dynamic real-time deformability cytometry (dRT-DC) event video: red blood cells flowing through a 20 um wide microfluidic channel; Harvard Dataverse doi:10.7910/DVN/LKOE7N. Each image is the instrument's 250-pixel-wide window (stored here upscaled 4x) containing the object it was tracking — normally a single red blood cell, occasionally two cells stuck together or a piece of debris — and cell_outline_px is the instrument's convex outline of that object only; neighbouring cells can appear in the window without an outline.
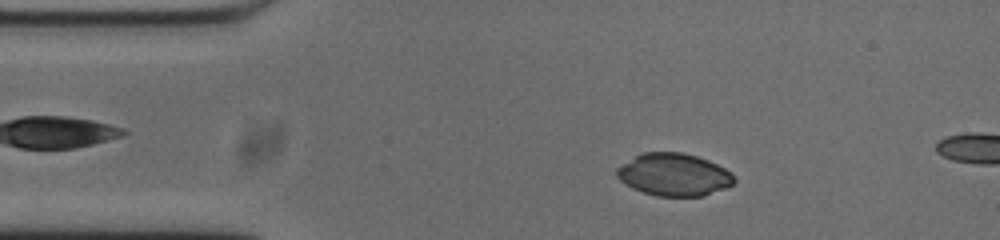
{"species": "common noctule bat (a hibernating species)", "species_latin": "Nyctalus noctula", "temperature_condition": "cold", "stored_images_in_passage": 11, "camera_frame_rate_fps": 3000, "um_per_image_px": 0.085, "animal": {"sex": "male", "body_mass_g": 20.0, "forearm_length_mm": 53.3}, "frame": {"image": 1, "passage_image": 7, "time_ms": 2.0, "image_size_px": [1000, 240], "cell_outline_px": [[736, 180], [732, 184], [724, 188], [704, 196], [656, 196], [632, 188], [624, 184], [616, 176], [616, 168], [620, 164], [644, 152], [680, 152], [696, 156], [708, 160], [724, 168]], "centroid_in_image_um": [57.23, 14.85], "position_along_channel_um": 27.8, "area_um2": 28.9}}